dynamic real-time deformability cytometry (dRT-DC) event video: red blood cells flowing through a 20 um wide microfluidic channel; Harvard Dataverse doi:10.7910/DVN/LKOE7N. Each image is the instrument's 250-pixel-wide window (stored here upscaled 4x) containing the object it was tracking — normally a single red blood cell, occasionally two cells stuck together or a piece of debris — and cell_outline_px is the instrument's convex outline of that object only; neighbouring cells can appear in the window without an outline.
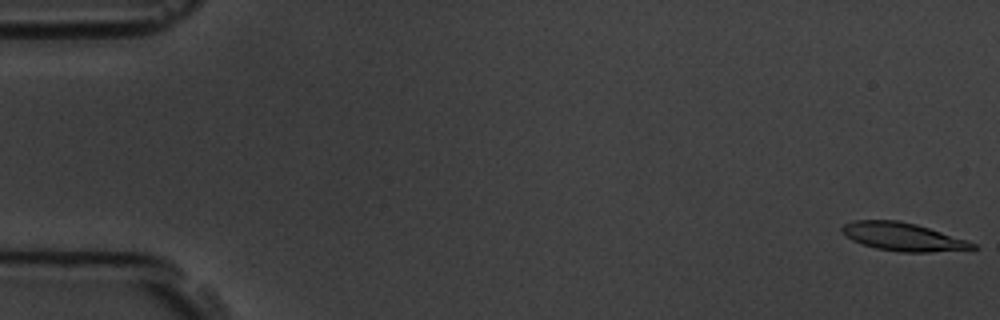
{"species": "common noctule bat (a hibernating species)", "species_latin": "Nyctalus noctula", "temperature_condition": "room temperature", "stored_images_in_passage": 5, "camera_frame_rate_fps": 3000, "um_per_image_px": 0.085, "animal": {"sex": "male", "body_mass_g": 19.5, "forearm_length_mm": 54.6}, "frame": {"image": 1, "passage_image": 1, "time_ms": 0.0, "image_size_px": [1000, 320], "cell_outline_px": [[980, 248], [972, 252], [900, 252], [876, 248], [860, 244], [852, 240], [840, 232], [840, 228], [844, 224], [852, 220], [896, 220], [916, 224], [968, 240], [976, 244]], "centroid_in_image_um": [76.85, 20.16], "position_along_channel_um": 8.1, "area_um2": 22.14}}
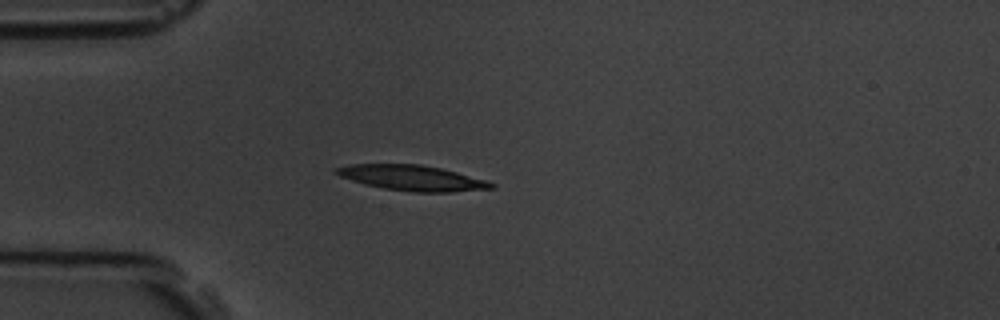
{"frame": {"image": 2, "passage_image": 5, "time_ms": 4.667, "image_size_px": [1000, 320], "cell_outline_px": [[496, 188], [452, 192], [412, 192], [384, 188], [364, 184], [340, 176], [332, 172], [332, 168], [348, 164], [420, 164], [440, 168], [488, 180], [496, 184]], "centroid_in_image_um": [35.02, 15.12], "position_along_channel_um": 50.0, "area_um2": 23.12}}